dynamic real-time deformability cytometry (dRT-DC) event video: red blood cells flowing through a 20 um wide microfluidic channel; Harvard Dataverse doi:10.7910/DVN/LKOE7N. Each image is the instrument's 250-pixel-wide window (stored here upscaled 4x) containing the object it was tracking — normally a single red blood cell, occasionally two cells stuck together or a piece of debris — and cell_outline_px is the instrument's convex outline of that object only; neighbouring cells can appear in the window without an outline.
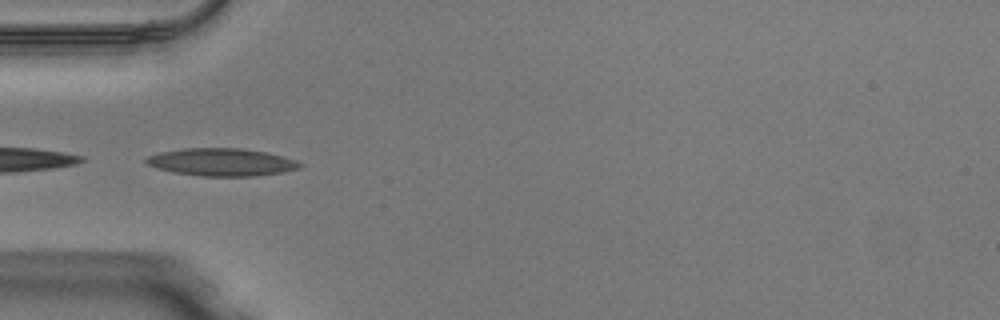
{"species": "Egyptian fruit bat (a non-hibernating species)", "species_latin": "Rousettus aegyptiacus", "temperature_condition": "warm", "stored_images_in_passage": 32, "camera_frame_rate_fps": 3000, "um_per_image_px": 0.085, "animal": {"sex": "male"}, "frame": {"image": 1, "passage_image": 1, "time_ms": 0.0, "image_size_px": [1000, 320], "cell_outline_px": [[304, 164], [300, 168], [280, 172], [256, 176], [200, 176], [172, 172], [156, 168], [148, 164], [144, 160], [148, 156], [160, 152], [184, 148], [240, 148], [264, 152], [296, 160]], "centroid_in_image_um": [18.81, 13.78], "position_along_channel_um": 66.2, "area_um2": 24.62}}
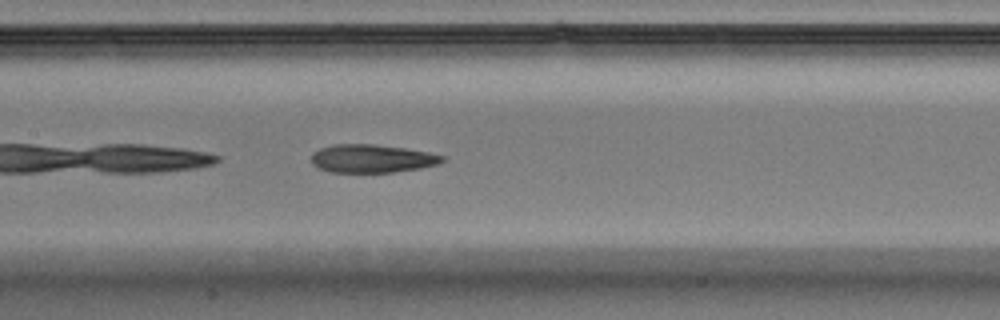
{"frame": {"image": 2, "passage_image": 9, "time_ms": 2.667, "image_size_px": [1000, 320], "cell_outline_px": [[444, 160], [436, 164], [420, 168], [392, 172], [332, 172], [316, 168], [312, 164], [312, 152], [320, 148], [332, 144], [372, 144], [404, 148], [428, 152], [444, 156]], "centroid_in_image_um": [31.56, 13.47], "position_along_channel_um": 175.8, "area_um2": 21.44}}
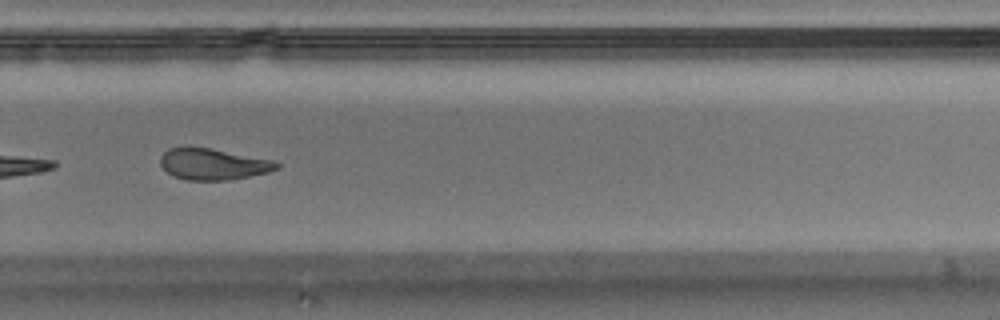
{"frame": {"image": 3, "passage_image": 19, "time_ms": 6.0, "image_size_px": [1000, 320], "cell_outline_px": [[280, 168], [268, 172], [228, 180], [184, 180], [172, 176], [160, 164], [160, 156], [168, 148], [212, 148], [272, 160], [280, 164]], "centroid_in_image_um": [18.11, 13.96], "position_along_channel_um": 311.7, "area_um2": 21.04}, "authors_computed_cell_mechanics": {"area_um2": 22.4842, "velocity_mm_per_s": 4.0973, "shape_relaxation_time_tau1_ms": 5.7524, "shape_relaxation_time_tau2_ms": 2.429, "deformation_change_tau1": 0.197, "deformation_change_tau2": 0.1086}}